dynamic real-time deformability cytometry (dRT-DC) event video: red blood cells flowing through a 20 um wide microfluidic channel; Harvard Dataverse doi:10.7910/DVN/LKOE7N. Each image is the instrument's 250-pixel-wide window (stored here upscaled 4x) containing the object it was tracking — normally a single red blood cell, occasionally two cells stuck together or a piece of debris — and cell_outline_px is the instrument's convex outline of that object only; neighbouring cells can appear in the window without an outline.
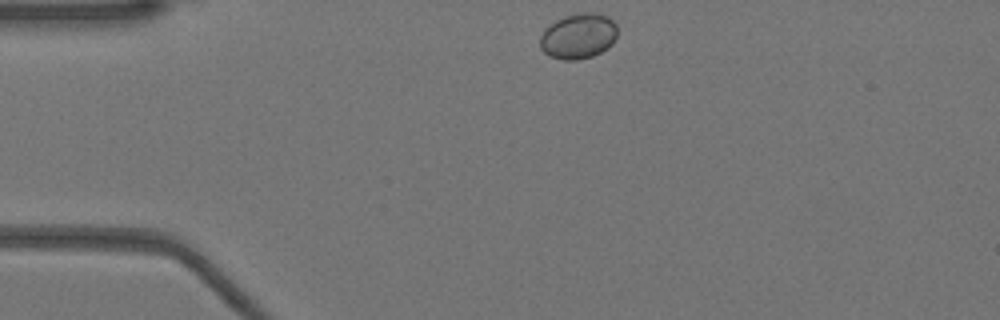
{"species": "Egyptian fruit bat (a non-hibernating species)", "species_latin": "Rousettus aegyptiacus", "temperature_condition": "warm", "stored_images_in_passage": 42, "camera_frame_rate_fps": 3000, "um_per_image_px": 0.085, "animal": {"sex": "female"}, "frame": {"image": 1, "passage_image": 1, "time_ms": 0.0, "image_size_px": [1000, 320], "cell_outline_px": [[616, 36], [612, 44], [600, 52], [592, 56], [576, 60], [564, 60], [548, 56], [540, 48], [540, 36], [556, 20], [564, 16], [580, 12], [596, 12], [608, 16], [616, 24]], "centroid_in_image_um": [49.17, 3.06], "position_along_channel_um": 35.8, "area_um2": 20.4}}
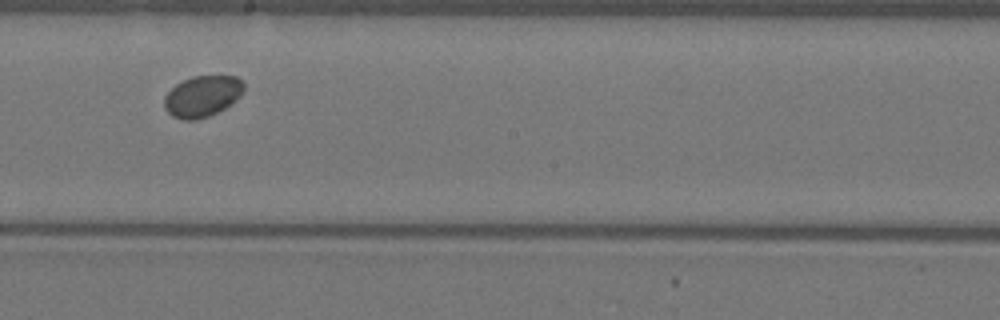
{"frame": {"image": 2, "passage_image": 19, "time_ms": 6.0, "image_size_px": [1000, 320], "cell_outline_px": [[244, 92], [240, 96], [224, 108], [208, 116], [196, 120], [184, 120], [172, 116], [164, 108], [164, 96], [176, 84], [192, 76], [236, 76], [244, 80]], "centroid_in_image_um": [17.2, 8.17], "position_along_channel_um": 231.0, "area_um2": 19.07}}
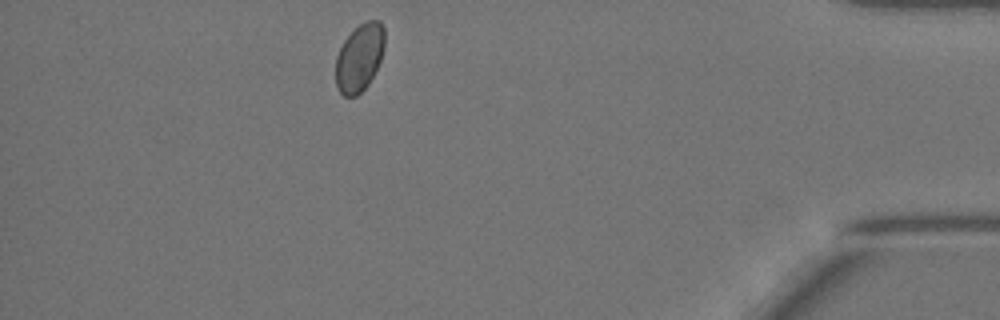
{"frame": {"image": 3, "passage_image": 36, "time_ms": 11.667, "image_size_px": [1000, 320], "cell_outline_px": [[384, 48], [380, 60], [368, 84], [356, 96], [344, 96], [340, 92], [336, 84], [336, 56], [344, 40], [360, 24], [368, 20], [380, 20], [384, 28]], "centroid_in_image_um": [30.55, 4.88], "position_along_channel_um": 404.6, "area_um2": 19.02}}